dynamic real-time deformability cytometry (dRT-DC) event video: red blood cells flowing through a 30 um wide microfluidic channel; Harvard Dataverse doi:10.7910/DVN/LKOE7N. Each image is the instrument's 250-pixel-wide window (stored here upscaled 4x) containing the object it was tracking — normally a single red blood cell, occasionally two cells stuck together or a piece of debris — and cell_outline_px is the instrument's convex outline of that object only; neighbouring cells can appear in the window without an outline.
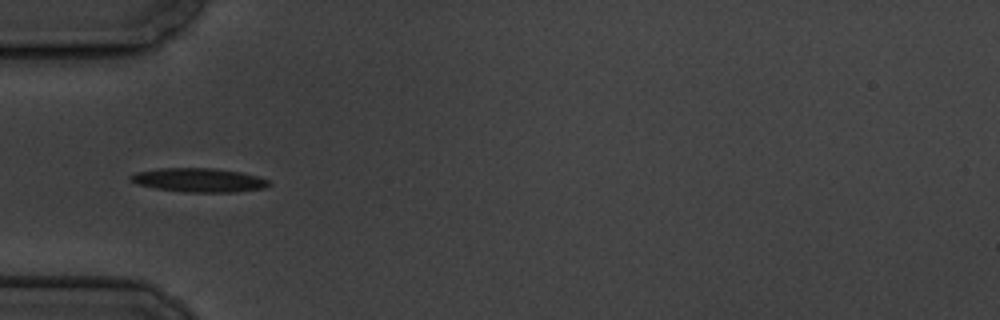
{"species": "common noctule bat (a hibernating species)", "species_latin": "Nyctalus noctula", "temperature_condition": "cold", "stored_images_in_passage": 11, "camera_frame_rate_fps": 3000, "um_per_image_px": 0.085, "animal": {"sex": "male", "body_mass_g": 19.5, "forearm_length_mm": 54.6}, "frame": {"image": 1, "passage_image": 4, "time_ms": 4.333, "image_size_px": [1000, 320], "cell_outline_px": [[272, 184], [264, 188], [236, 192], [184, 192], [156, 188], [136, 184], [128, 180], [128, 176], [136, 172], [156, 168], [216, 168], [240, 172], [256, 176], [268, 180]], "centroid_in_image_um": [16.86, 15.3], "position_along_channel_um": 68.1, "area_um2": 19.42}}
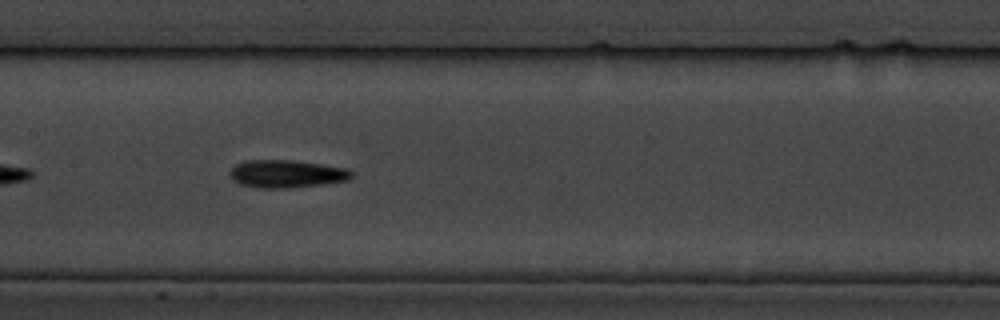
{"frame": {"image": 2, "passage_image": 7, "time_ms": 7.667, "image_size_px": [1000, 320], "cell_outline_px": [[356, 172], [348, 180], [324, 184], [284, 188], [256, 188], [240, 184], [232, 180], [228, 172], [236, 164], [244, 160], [292, 160], [324, 164], [348, 168]], "centroid_in_image_um": [24.37, 14.77], "position_along_channel_um": 183.0, "area_um2": 20.0}}
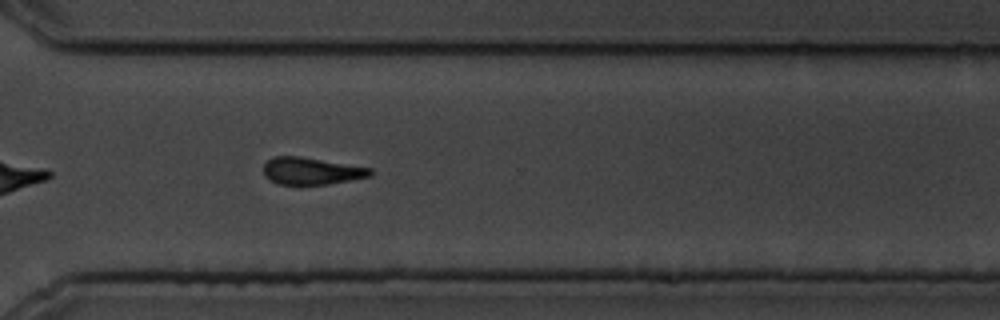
{"frame": {"image": 3, "passage_image": 11, "time_ms": 12.333, "image_size_px": [1000, 320], "cell_outline_px": [[372, 176], [328, 184], [276, 184], [268, 180], [264, 176], [264, 164], [272, 156], [300, 156], [372, 168]], "centroid_in_image_um": [26.44, 14.53], "position_along_channel_um": 344.2, "area_um2": 16.94}}